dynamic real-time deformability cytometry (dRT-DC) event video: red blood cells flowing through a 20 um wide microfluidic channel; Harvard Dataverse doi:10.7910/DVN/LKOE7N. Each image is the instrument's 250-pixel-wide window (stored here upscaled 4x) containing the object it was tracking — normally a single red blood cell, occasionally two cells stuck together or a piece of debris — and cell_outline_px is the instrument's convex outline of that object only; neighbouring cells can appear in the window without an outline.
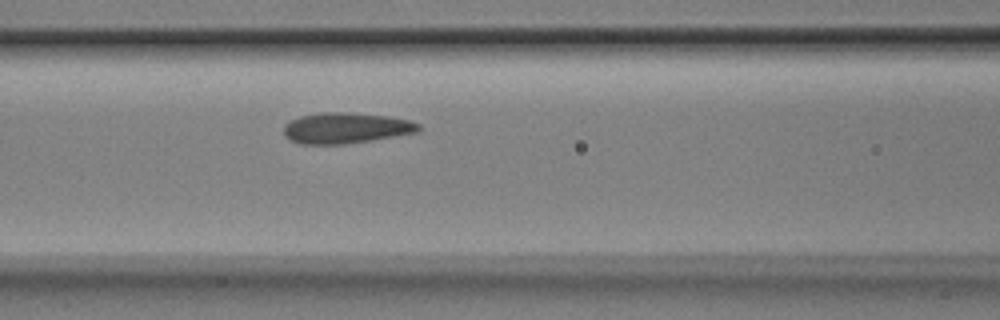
{"species": "Egyptian fruit bat (a non-hibernating species)", "species_latin": "Rousettus aegyptiacus", "temperature_condition": "room temperature", "stored_images_in_passage": 5, "camera_frame_rate_fps": 3000, "um_per_image_px": 0.085, "animal": {"sex": "male"}, "frame": {"image": 1, "passage_image": 5, "time_ms": 1.333, "image_size_px": [1000, 320], "cell_outline_px": [[420, 128], [416, 132], [372, 140], [344, 144], [300, 144], [288, 140], [284, 136], [284, 124], [300, 116], [320, 112], [344, 112], [388, 116], [408, 120], [420, 124]], "centroid_in_image_um": [29.34, 10.88], "position_along_channel_um": 137.3, "area_um2": 24.16}}